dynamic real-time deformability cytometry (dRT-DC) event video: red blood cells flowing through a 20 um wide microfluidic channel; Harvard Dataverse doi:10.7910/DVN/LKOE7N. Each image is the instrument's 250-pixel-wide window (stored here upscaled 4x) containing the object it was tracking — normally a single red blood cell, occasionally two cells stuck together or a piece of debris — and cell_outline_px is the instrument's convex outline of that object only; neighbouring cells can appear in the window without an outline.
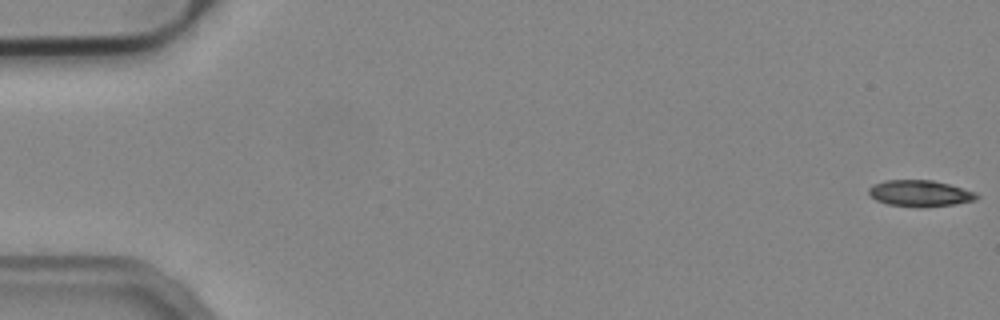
{"species": "common noctule bat (a hibernating species)", "species_latin": "Nyctalus noctula", "temperature_condition": "cold", "stored_images_in_passage": 17, "camera_frame_rate_fps": 3000, "um_per_image_px": 0.085, "animal": {"sex": "male", "body_mass_g": 19.2, "forearm_length_mm": 51.8}, "frame": {"image": 1, "passage_image": 1, "time_ms": 0.0, "image_size_px": [1000, 320], "cell_outline_px": [[980, 196], [976, 200], [956, 204], [916, 208], [888, 204], [876, 200], [868, 192], [868, 188], [872, 184], [884, 180], [932, 180], [948, 184], [976, 192]], "centroid_in_image_um": [78.19, 16.44], "position_along_channel_um": 6.8, "area_um2": 16.7}}